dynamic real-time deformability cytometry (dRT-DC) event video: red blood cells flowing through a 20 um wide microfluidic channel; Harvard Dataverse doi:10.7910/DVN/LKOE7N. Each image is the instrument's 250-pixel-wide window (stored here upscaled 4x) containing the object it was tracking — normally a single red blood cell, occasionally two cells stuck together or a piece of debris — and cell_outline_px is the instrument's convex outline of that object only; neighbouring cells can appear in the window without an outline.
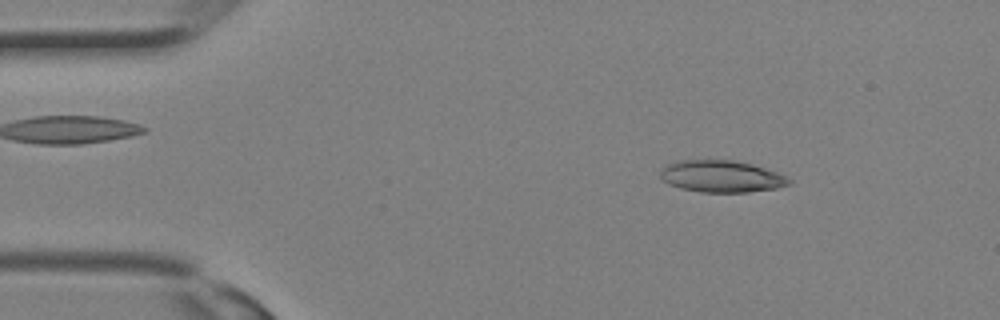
{"species": "Egyptian fruit bat (a non-hibernating species)", "species_latin": "Rousettus aegyptiacus", "temperature_condition": "room temperature", "stored_images_in_passage": 16, "camera_frame_rate_fps": 3000, "um_per_image_px": 0.085, "animal": {"sex": "female"}, "frame": {"image": 1, "passage_image": 4, "time_ms": 1.0, "image_size_px": [1000, 320], "cell_outline_px": [[792, 184], [776, 188], [748, 192], [700, 192], [680, 188], [668, 184], [660, 176], [660, 172], [664, 164], [676, 160], [732, 160], [752, 164], [776, 172], [792, 180]], "centroid_in_image_um": [61.29, 14.99], "position_along_channel_um": 23.7, "area_um2": 23.99}}
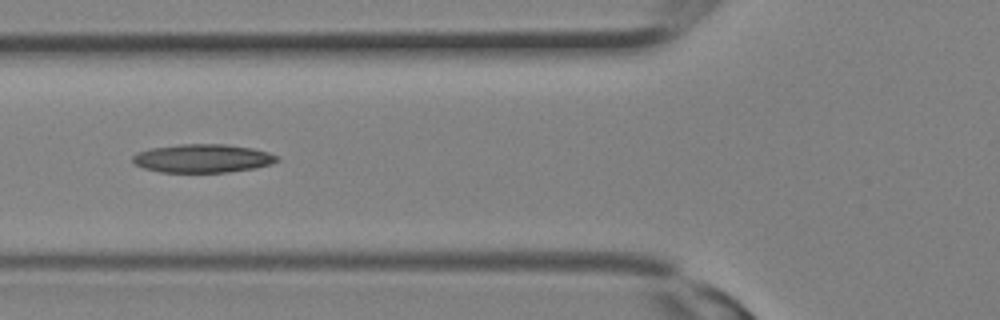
{"frame": {"image": 2, "passage_image": 11, "time_ms": 3.333, "image_size_px": [1000, 320], "cell_outline_px": [[280, 160], [272, 164], [256, 168], [228, 172], [160, 172], [144, 168], [136, 164], [132, 160], [132, 156], [148, 148], [180, 144], [228, 144], [252, 148], [268, 152], [280, 156]], "centroid_in_image_um": [17.27, 13.46], "position_along_channel_um": 108.5, "area_um2": 24.1}}
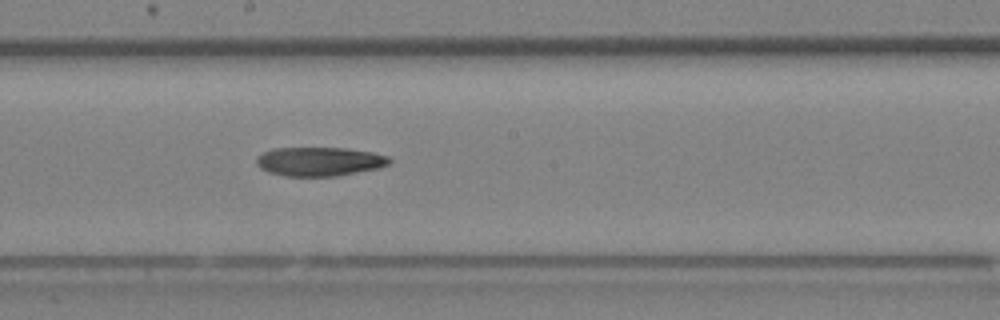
{"frame": {"image": 3, "passage_image": 16, "time_ms": 5.0, "image_size_px": [1000, 320], "cell_outline_px": [[392, 160], [388, 164], [380, 168], [336, 176], [284, 176], [268, 172], [260, 168], [256, 164], [256, 156], [272, 148], [348, 148], [372, 152], [388, 156]], "centroid_in_image_um": [27.14, 13.73], "position_along_channel_um": 221.1, "area_um2": 22.6}}